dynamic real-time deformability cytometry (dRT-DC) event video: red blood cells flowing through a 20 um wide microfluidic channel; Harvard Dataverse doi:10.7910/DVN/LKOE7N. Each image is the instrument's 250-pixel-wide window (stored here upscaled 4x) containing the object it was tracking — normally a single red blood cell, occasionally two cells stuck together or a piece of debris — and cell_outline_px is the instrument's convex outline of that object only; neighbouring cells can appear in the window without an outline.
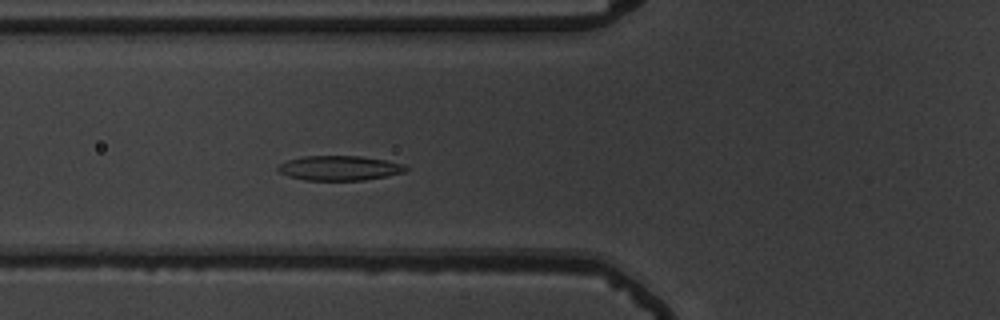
{"species": "common noctule bat (a hibernating species)", "species_latin": "Nyctalus noctula", "temperature_condition": "warm", "stored_images_in_passage": 45, "camera_frame_rate_fps": 3000, "um_per_image_px": 0.085, "animal": {"sex": "male", "body_mass_g": 19.5, "forearm_length_mm": 54.6}, "frame": {"image": 1, "passage_image": 10, "time_ms": 3.0, "image_size_px": [1000, 320], "cell_outline_px": [[408, 168], [404, 172], [388, 176], [364, 180], [304, 180], [288, 176], [280, 172], [276, 168], [280, 164], [288, 160], [304, 156], [360, 156], [384, 160], [404, 164]], "centroid_in_image_um": [28.86, 14.29], "position_along_channel_um": 96.9, "area_um2": 18.32}}
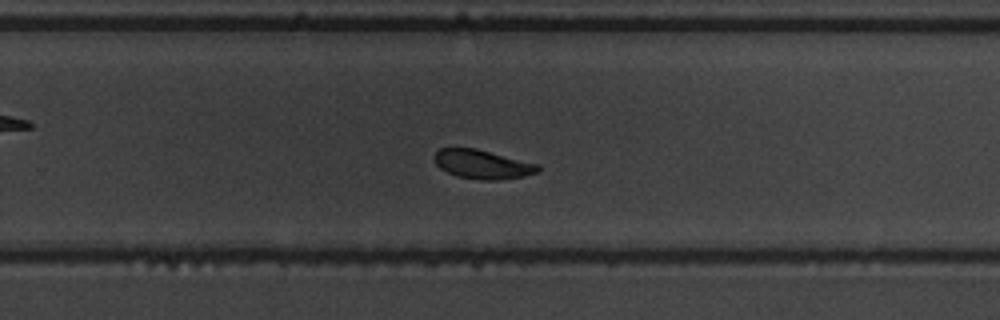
{"frame": {"image": 2, "passage_image": 26, "time_ms": 8.333, "image_size_px": [1000, 320], "cell_outline_px": [[540, 168], [536, 172], [524, 176], [500, 180], [480, 180], [456, 176], [440, 168], [436, 164], [436, 152], [440, 148], [476, 148], [540, 164]], "centroid_in_image_um": [41.04, 13.97], "position_along_channel_um": 288.8, "area_um2": 17.46}}
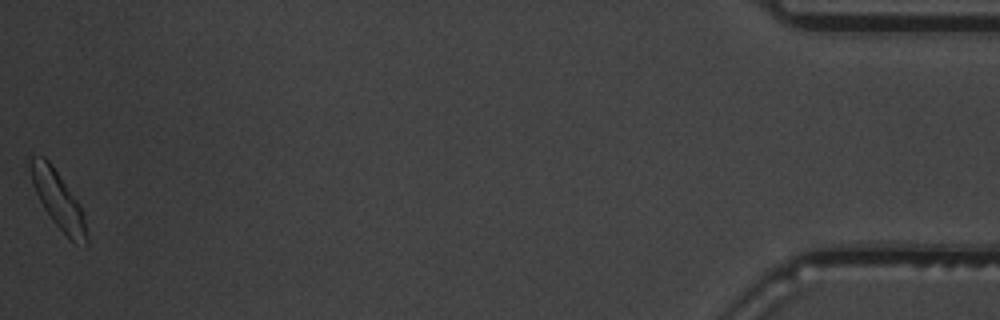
{"frame": {"image": 3, "passage_image": 45, "time_ms": 14.667, "image_size_px": [1000, 320], "cell_outline_px": [[88, 248], [84, 248], [72, 240], [52, 220], [44, 208], [32, 184], [24, 160], [28, 156], [44, 156], [52, 164], [80, 204], [84, 216], [88, 236]], "centroid_in_image_um": [4.9, 16.92], "position_along_channel_um": 430.3, "area_um2": 19.19}, "authors_computed_cell_mechanics": {"area_um2": 18.4382, "velocity_mm_per_s": 3.6035, "shape_relaxation_time_tau1_ms": 3.0793, "shape_relaxation_time_tau2_ms": 4.5044, "deformation_change_tau1": 0.1197, "deformation_change_tau2": 0.0938}}